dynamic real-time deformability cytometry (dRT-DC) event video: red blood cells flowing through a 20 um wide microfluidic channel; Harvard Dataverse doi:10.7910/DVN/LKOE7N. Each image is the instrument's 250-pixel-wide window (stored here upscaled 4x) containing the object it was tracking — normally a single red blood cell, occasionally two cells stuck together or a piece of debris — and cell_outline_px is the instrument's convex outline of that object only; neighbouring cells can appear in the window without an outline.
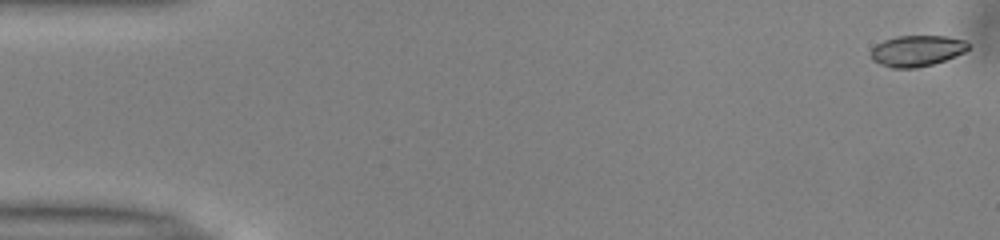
{"species": "common noctule bat (a hibernating species)", "species_latin": "Nyctalus noctula", "temperature_condition": "warm", "stored_images_in_passage": 42, "camera_frame_rate_fps": 3000, "um_per_image_px": 0.085, "animal": {"sex": "male", "body_mass_g": 13.0, "forearm_length_mm": 53.1}, "frame": {"image": 1, "passage_image": 1, "time_ms": 0.0, "image_size_px": [1000, 240], "cell_outline_px": [[972, 44], [964, 52], [944, 60], [932, 64], [916, 68], [892, 68], [880, 64], [872, 60], [868, 52], [876, 44], [884, 40], [896, 36], [944, 36], [964, 40]], "centroid_in_image_um": [77.9, 4.32], "position_along_channel_um": 7.1, "area_um2": 17.69}}
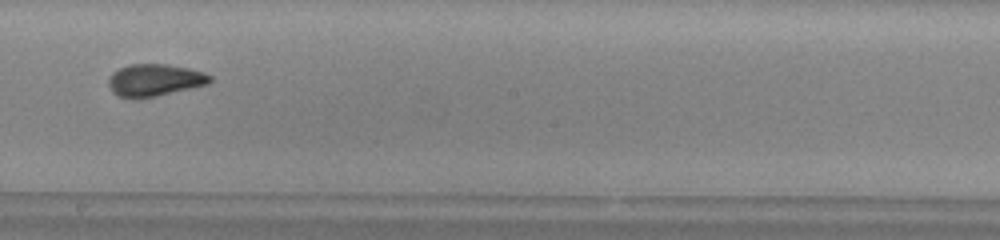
{"frame": {"image": 2, "passage_image": 29, "time_ms": 9.333, "image_size_px": [1000, 240], "cell_outline_px": [[212, 80], [208, 84], [192, 88], [156, 96], [136, 100], [120, 96], [112, 92], [108, 84], [108, 76], [112, 72], [128, 64], [168, 64], [188, 68], [204, 72], [212, 76]], "centroid_in_image_um": [13.12, 6.81], "position_along_channel_um": 235.1, "area_um2": 19.31}}
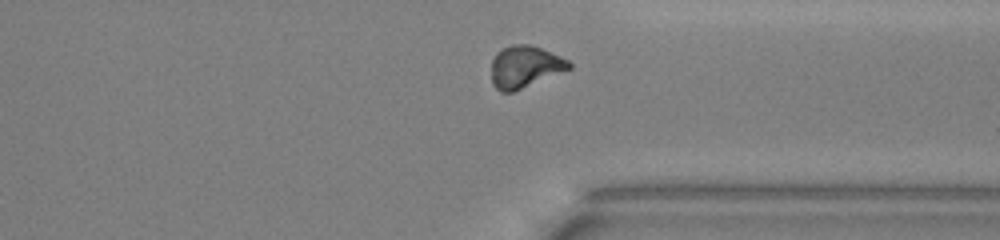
{"frame": {"image": 3, "passage_image": 39, "time_ms": 12.667, "image_size_px": [1000, 240], "cell_outline_px": [[572, 68], [512, 92], [500, 92], [492, 84], [492, 60], [496, 52], [512, 44], [528, 44], [540, 48], [560, 56], [568, 60], [572, 64]], "centroid_in_image_um": [44.6, 5.67], "position_along_channel_um": 366.8, "area_um2": 18.84}, "authors_computed_cell_mechanics": {"area_um2": 18.6116, "velocity_mm_per_s": 3.9805, "shape_relaxation_time_tau1_ms": 5.2688, "shape_relaxation_time_tau2_ms": 1.5944, "deformation_change_tau1": 0.1442, "deformation_change_tau2": 0.0662}}